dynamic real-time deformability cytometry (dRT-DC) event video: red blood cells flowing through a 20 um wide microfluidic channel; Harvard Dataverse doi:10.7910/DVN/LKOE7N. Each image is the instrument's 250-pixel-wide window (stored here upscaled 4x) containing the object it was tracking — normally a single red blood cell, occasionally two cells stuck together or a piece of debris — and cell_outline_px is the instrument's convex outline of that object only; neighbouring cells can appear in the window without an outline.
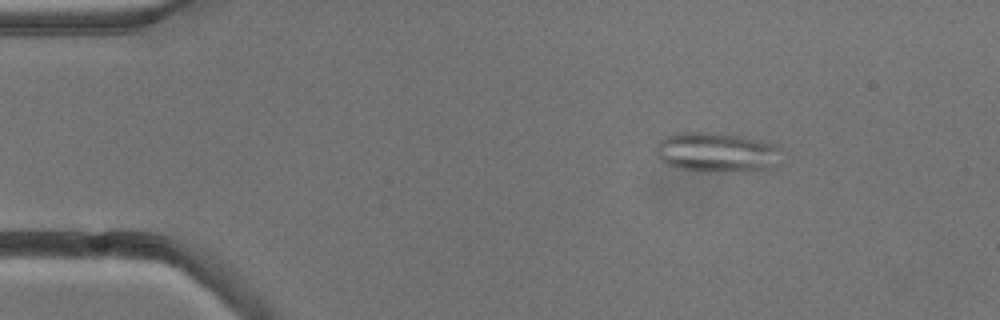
{"species": "common noctule bat (a hibernating species)", "species_latin": "Nyctalus noctula", "temperature_condition": "cold", "stored_images_in_passage": 5, "camera_frame_rate_fps": 3000, "um_per_image_px": 0.085, "animal": {"sex": "male", "body_mass_g": 13.3}, "frame": {"image": 1, "passage_image": 3, "time_ms": 2.333, "image_size_px": [1000, 320], "cell_outline_px": [[784, 164], [772, 168], [744, 172], [716, 172], [676, 168], [660, 160], [656, 156], [656, 144], [660, 140], [668, 136], [684, 132], [716, 132], [776, 144], [780, 148]], "centroid_in_image_um": [61.01, 12.98], "position_along_channel_um": 24.0, "area_um2": 29.59}}